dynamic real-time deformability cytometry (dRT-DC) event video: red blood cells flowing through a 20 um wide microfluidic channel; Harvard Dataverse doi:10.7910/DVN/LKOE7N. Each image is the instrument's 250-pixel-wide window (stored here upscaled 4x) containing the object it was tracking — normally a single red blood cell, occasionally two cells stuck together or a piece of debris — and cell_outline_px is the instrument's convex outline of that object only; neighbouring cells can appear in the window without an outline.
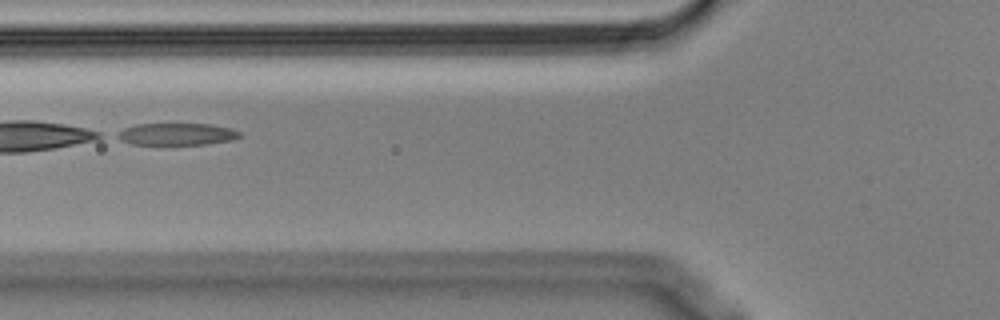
{"species": "Egyptian fruit bat (a non-hibernating species)", "species_latin": "Rousettus aegyptiacus", "temperature_condition": "cold", "stored_images_in_passage": 46, "camera_frame_rate_fps": 3000, "um_per_image_px": 0.085, "animal": {"sex": "male"}, "frame": {"image": 1, "passage_image": 12, "time_ms": 3.667, "image_size_px": [1000, 320], "cell_outline_px": [[244, 136], [232, 140], [208, 144], [160, 148], [132, 144], [120, 140], [112, 136], [116, 132], [124, 128], [136, 124], [212, 124], [232, 128], [240, 132]], "centroid_in_image_um": [14.96, 11.46], "position_along_channel_um": 110.8, "area_um2": 17.05}}